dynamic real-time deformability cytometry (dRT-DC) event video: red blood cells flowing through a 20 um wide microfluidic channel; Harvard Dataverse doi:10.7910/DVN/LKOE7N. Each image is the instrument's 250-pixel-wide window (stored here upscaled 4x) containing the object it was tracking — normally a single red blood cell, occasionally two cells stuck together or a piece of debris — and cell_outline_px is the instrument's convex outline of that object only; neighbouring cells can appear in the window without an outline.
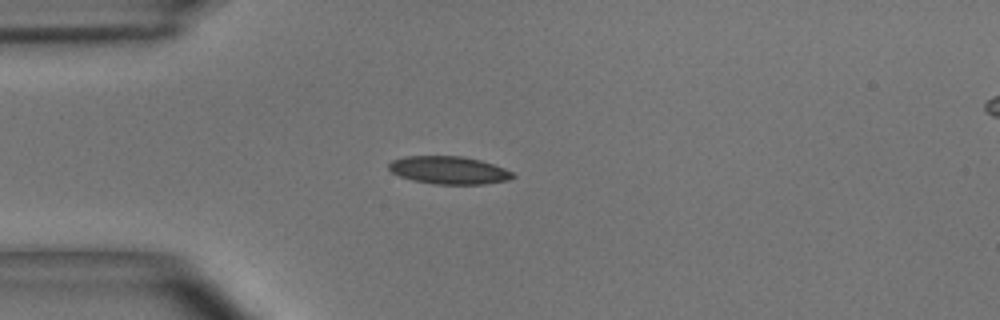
{"species": "common noctule bat (a hibernating species)", "species_latin": "Nyctalus noctula", "temperature_condition": "room temperature", "stored_images_in_passage": 41, "camera_frame_rate_fps": 3000, "um_per_image_px": 0.085, "animal": {"sex": "male", "body_mass_g": 15.6}, "frame": {"image": 1, "passage_image": 1, "time_ms": 0.0, "image_size_px": [1000, 320], "cell_outline_px": [[516, 176], [508, 180], [484, 184], [432, 184], [412, 180], [400, 176], [392, 172], [388, 168], [388, 164], [392, 160], [404, 156], [460, 156], [480, 160], [504, 168], [512, 172]], "centroid_in_image_um": [38.13, 14.47], "position_along_channel_um": 46.9, "area_um2": 20.06}}
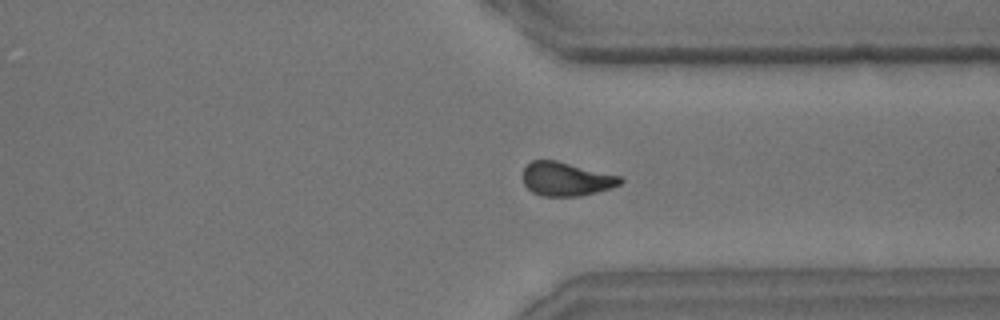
{"frame": {"image": 2, "passage_image": 28, "time_ms": 9.0, "image_size_px": [1000, 320], "cell_outline_px": [[624, 180], [620, 184], [612, 188], [580, 196], [540, 196], [532, 192], [524, 184], [524, 168], [532, 160], [556, 160], [620, 176]], "centroid_in_image_um": [48.13, 15.22], "position_along_channel_um": 363.3, "area_um2": 19.07}}
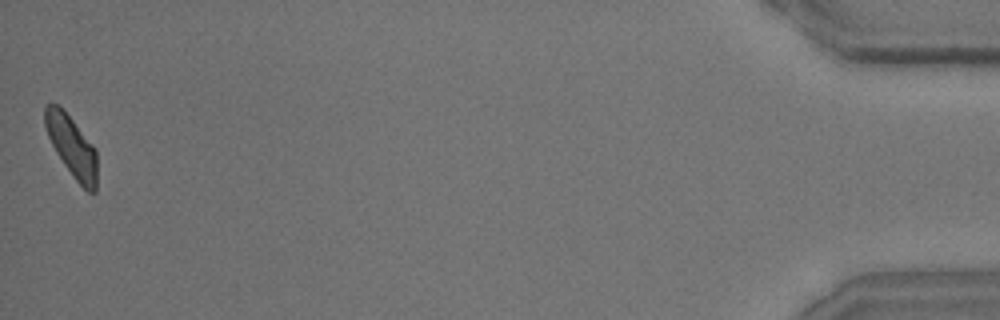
{"frame": {"image": 3, "passage_image": 41, "time_ms": 13.333, "image_size_px": [1000, 320], "cell_outline_px": [[96, 192], [88, 192], [72, 176], [56, 152], [48, 136], [44, 124], [44, 108], [48, 104], [56, 104], [72, 120], [96, 148]], "centroid_in_image_um": [6.1, 12.46], "position_along_channel_um": 429.1, "area_um2": 18.15}, "authors_computed_cell_mechanics": {"area_um2": 19.5364, "velocity_mm_per_s": 3.6643, "shape_relaxation_time_tau1_ms": 6.8827, "shape_relaxation_time_tau2_ms": 2.6121, "deformation_change_tau1": 0.1626, "deformation_change_tau2": 0.0851}}